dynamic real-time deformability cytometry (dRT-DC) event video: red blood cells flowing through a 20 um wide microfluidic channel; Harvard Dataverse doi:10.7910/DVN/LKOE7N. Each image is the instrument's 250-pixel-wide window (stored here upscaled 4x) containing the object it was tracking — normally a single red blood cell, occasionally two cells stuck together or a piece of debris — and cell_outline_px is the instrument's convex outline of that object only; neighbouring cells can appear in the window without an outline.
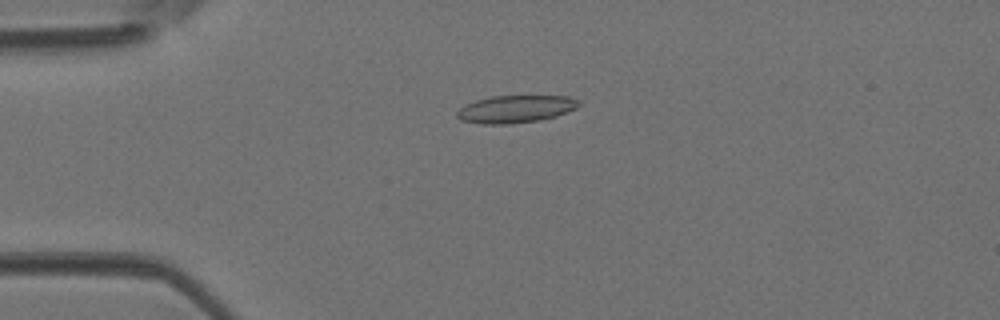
{"species": "Egyptian fruit bat (a non-hibernating species)", "species_latin": "Rousettus aegyptiacus", "temperature_condition": "room temperature", "stored_images_in_passage": 45, "camera_frame_rate_fps": 3000, "um_per_image_px": 0.085, "animal": {"sex": "female"}, "frame": {"image": 1, "passage_image": 11, "time_ms": 3.333, "image_size_px": [1000, 320], "cell_outline_px": [[580, 104], [576, 108], [556, 116], [540, 120], [508, 124], [484, 124], [460, 120], [456, 116], [456, 112], [464, 104], [476, 100], [492, 96], [568, 96], [580, 100]], "centroid_in_image_um": [43.81, 9.26], "position_along_channel_um": 41.2, "area_um2": 19.54}}
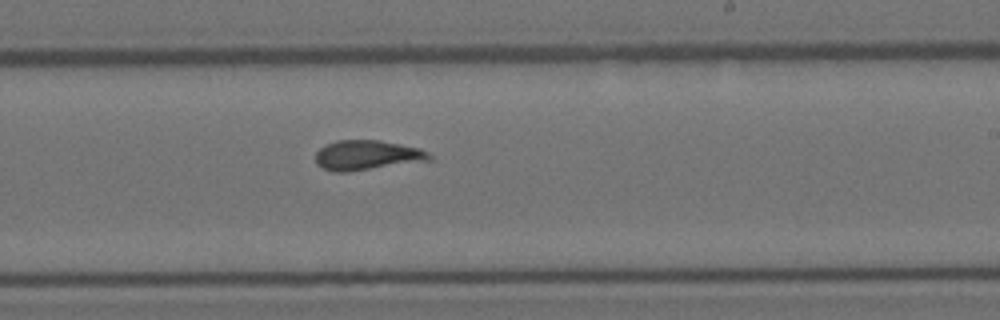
{"frame": {"image": 2, "passage_image": 27, "time_ms": 8.667, "image_size_px": [1000, 320], "cell_outline_px": [[432, 160], [348, 172], [332, 172], [316, 164], [316, 152], [320, 148], [336, 140], [380, 140], [420, 148], [428, 152], [432, 156]], "centroid_in_image_um": [31.21, 13.19], "position_along_channel_um": 257.8, "area_um2": 19.83}}
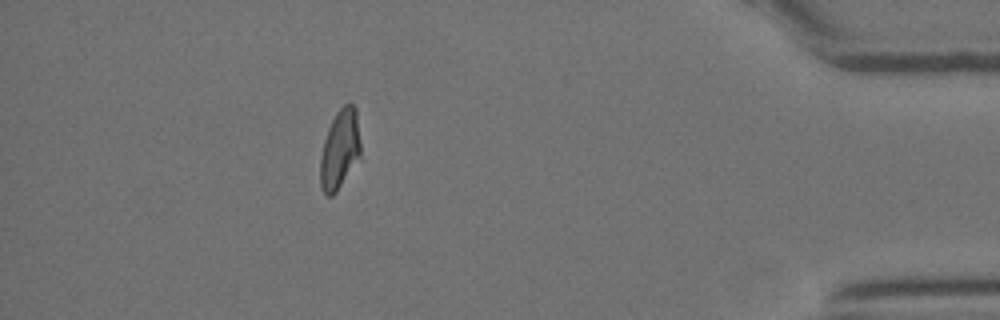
{"frame": {"image": 3, "passage_image": 40, "time_ms": 13.0, "image_size_px": [1000, 320], "cell_outline_px": [[360, 156], [336, 192], [332, 196], [328, 196], [324, 192], [320, 184], [320, 156], [324, 140], [328, 128], [336, 112], [344, 104], [352, 104], [356, 108], [360, 144]], "centroid_in_image_um": [28.87, 12.68], "position_along_channel_um": 406.3, "area_um2": 18.44}}